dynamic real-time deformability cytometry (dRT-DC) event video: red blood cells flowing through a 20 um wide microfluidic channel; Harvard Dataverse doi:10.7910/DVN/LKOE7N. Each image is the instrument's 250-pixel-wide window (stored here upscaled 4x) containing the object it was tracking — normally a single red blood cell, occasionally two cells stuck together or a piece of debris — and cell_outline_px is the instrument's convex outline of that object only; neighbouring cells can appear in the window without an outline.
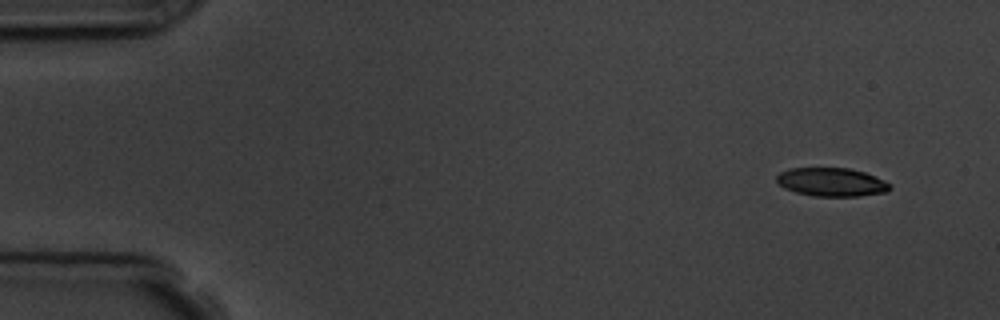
{"species": "common noctule bat (a hibernating species)", "species_latin": "Nyctalus noctula", "temperature_condition": "room temperature", "stored_images_in_passage": 7, "camera_frame_rate_fps": 3000, "um_per_image_px": 0.085, "animal": {"sex": "male", "body_mass_g": 19.5, "forearm_length_mm": 54.6}, "frame": {"image": 1, "passage_image": 1, "time_ms": 0.0, "image_size_px": [1000, 320], "cell_outline_px": [[892, 188], [888, 192], [860, 196], [812, 196], [796, 192], [784, 188], [776, 180], [776, 176], [780, 172], [788, 168], [848, 168], [864, 172], [884, 180], [892, 184]], "centroid_in_image_um": [70.7, 15.48], "position_along_channel_um": 14.3, "area_um2": 18.96}}
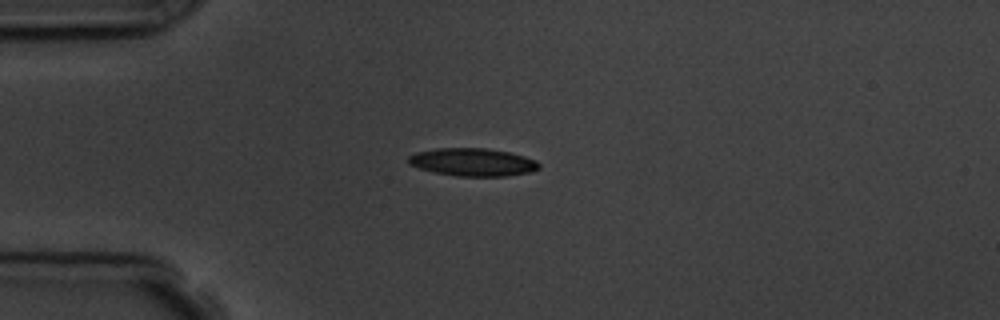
{"frame": {"image": 2, "passage_image": 4, "time_ms": 3.333, "image_size_px": [1000, 320], "cell_outline_px": [[540, 168], [532, 172], [504, 176], [456, 176], [436, 172], [420, 168], [408, 164], [408, 156], [416, 152], [436, 148], [488, 148], [508, 152], [524, 156], [536, 160], [540, 164]], "centroid_in_image_um": [40.2, 13.78], "position_along_channel_um": 44.8, "area_um2": 21.21}}